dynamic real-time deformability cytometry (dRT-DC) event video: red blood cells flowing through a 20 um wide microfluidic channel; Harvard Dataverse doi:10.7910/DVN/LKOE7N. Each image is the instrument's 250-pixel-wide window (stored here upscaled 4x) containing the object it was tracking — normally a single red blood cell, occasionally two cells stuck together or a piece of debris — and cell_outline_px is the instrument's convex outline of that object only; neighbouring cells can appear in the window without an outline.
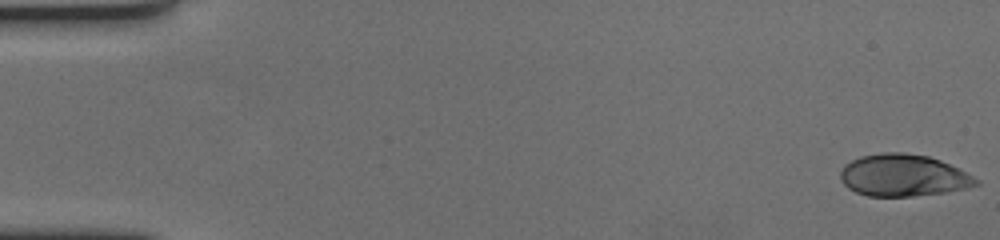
{"species": "human", "species_latin": "Homo sapiens", "temperature_condition": "cold", "stored_images_in_passage": 61, "camera_frame_rate_fps": 3000, "um_per_image_px": 0.085, "donor": {"sex": "female"}, "frame": {"image": 1, "passage_image": 1, "time_ms": 0.0, "image_size_px": [1000, 240], "cell_outline_px": [[980, 184], [968, 188], [944, 192], [912, 196], [868, 196], [856, 192], [848, 188], [840, 180], [840, 172], [844, 164], [860, 156], [884, 152], [904, 152], [928, 156], [940, 160], [980, 180]], "centroid_in_image_um": [76.75, 14.9], "position_along_channel_um": 8.3, "area_um2": 33.12}}
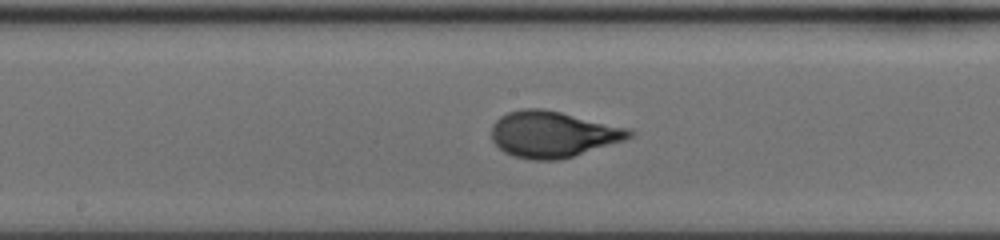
{"frame": {"image": 2, "passage_image": 32, "time_ms": 10.333, "image_size_px": [1000, 240], "cell_outline_px": [[636, 132], [632, 136], [624, 140], [572, 156], [556, 160], [532, 160], [512, 156], [504, 152], [492, 140], [492, 124], [500, 116], [508, 112], [524, 108], [544, 108], [628, 128]], "centroid_in_image_um": [46.96, 11.4], "position_along_channel_um": 201.2, "area_um2": 36.88}}
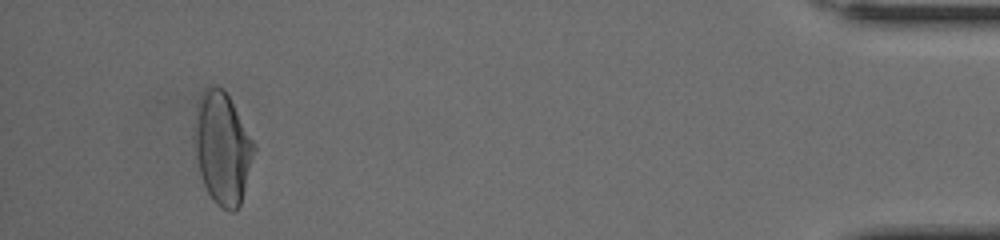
{"frame": {"image": 3, "passage_image": 57, "time_ms": 18.667, "image_size_px": [1000, 240], "cell_outline_px": [[256, 148], [240, 204], [232, 212], [228, 212], [220, 208], [212, 200], [204, 184], [200, 172], [196, 156], [196, 120], [200, 100], [204, 88], [220, 88], [228, 96], [256, 144]], "centroid_in_image_um": [18.95, 12.67], "position_along_channel_um": 416.3, "area_um2": 37.74}, "authors_computed_cell_mechanics": {"area_um2": 35.6626, "velocity_mm_per_s": 3.412, "shape_relaxation_time_tau1_ms": 4.1513, "shape_relaxation_time_tau2_ms": null, "deformation_change_tau1": 0.1973, "deformation_change_tau2": null}}